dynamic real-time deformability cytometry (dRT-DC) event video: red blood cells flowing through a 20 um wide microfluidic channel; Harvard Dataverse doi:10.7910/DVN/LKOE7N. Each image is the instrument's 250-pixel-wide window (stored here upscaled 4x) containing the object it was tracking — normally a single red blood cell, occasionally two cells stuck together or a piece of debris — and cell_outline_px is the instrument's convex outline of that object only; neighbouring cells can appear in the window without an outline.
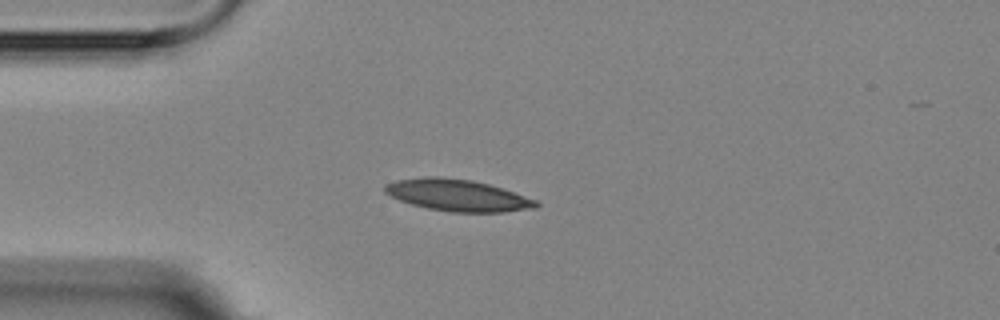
{"species": "Egyptian fruit bat (a non-hibernating species)", "species_latin": "Rousettus aegyptiacus", "temperature_condition": "room temperature", "stored_images_in_passage": 6, "camera_frame_rate_fps": 3000, "um_per_image_px": 0.085, "animal": {"sex": "female"}, "frame": {"image": 1, "passage_image": 4, "time_ms": 3.667, "image_size_px": [1000, 320], "cell_outline_px": [[540, 204], [536, 208], [504, 212], [452, 212], [428, 208], [412, 204], [400, 200], [384, 192], [384, 184], [396, 180], [424, 176], [436, 176], [472, 180], [504, 188], [536, 200]], "centroid_in_image_um": [38.9, 16.59], "position_along_channel_um": 46.1, "area_um2": 27.98}}
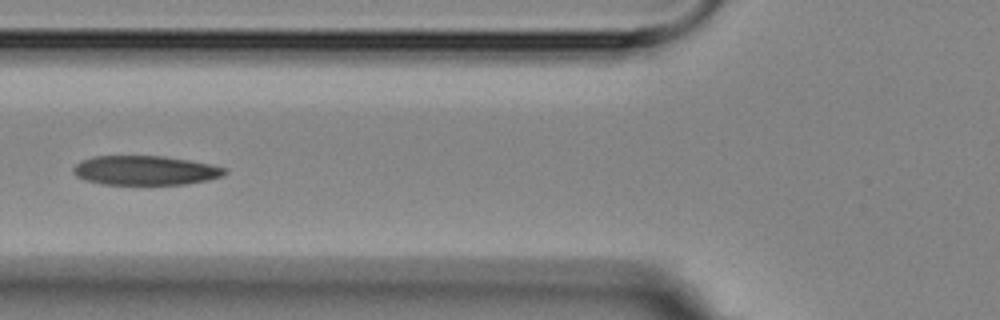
{"frame": {"image": 2, "passage_image": 6, "time_ms": 6.0, "image_size_px": [1000, 320], "cell_outline_px": [[228, 172], [220, 176], [208, 180], [184, 184], [100, 184], [84, 180], [76, 176], [72, 172], [72, 168], [80, 160], [92, 156], [164, 156], [188, 160], [228, 168]], "centroid_in_image_um": [12.29, 14.48], "position_along_channel_um": 113.5, "area_um2": 25.95}}